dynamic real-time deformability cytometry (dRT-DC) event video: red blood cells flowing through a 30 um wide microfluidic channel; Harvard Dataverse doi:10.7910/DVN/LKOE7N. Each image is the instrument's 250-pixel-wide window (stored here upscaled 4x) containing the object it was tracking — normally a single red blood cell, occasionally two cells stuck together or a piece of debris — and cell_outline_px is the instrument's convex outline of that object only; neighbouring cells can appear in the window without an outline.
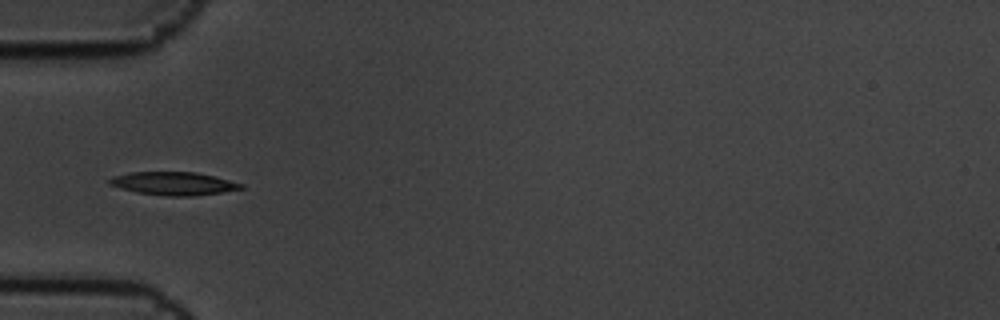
{"species": "common noctule bat (a hibernating species)", "species_latin": "Nyctalus noctula", "temperature_condition": "cold", "stored_images_in_passage": 3, "camera_frame_rate_fps": 3000, "um_per_image_px": 0.085, "animal": {"sex": "male", "body_mass_g": 19.5, "forearm_length_mm": 54.6}, "frame": {"image": 1, "passage_image": 2, "time_ms": 0.333, "image_size_px": [1000, 320], "cell_outline_px": [[244, 188], [220, 192], [192, 196], [168, 196], [136, 192], [120, 188], [108, 184], [108, 180], [112, 176], [128, 172], [196, 172], [244, 184]], "centroid_in_image_um": [14.69, 15.59], "position_along_channel_um": 70.3, "area_um2": 17.63}}
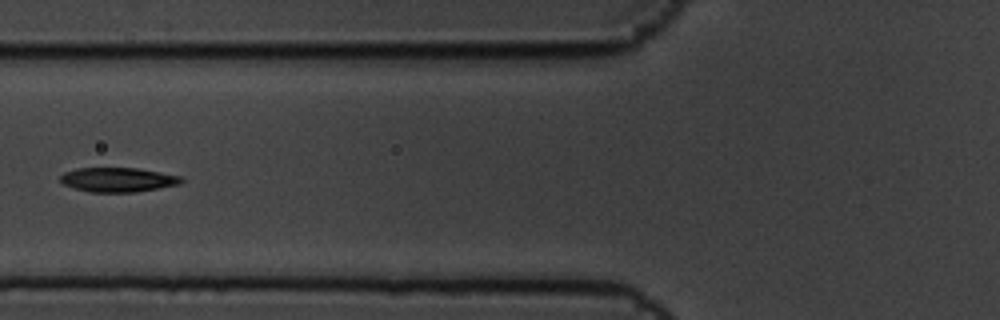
{"frame": {"image": 2, "passage_image": 3, "time_ms": 0.667, "image_size_px": [1000, 320], "cell_outline_px": [[184, 180], [180, 184], [136, 192], [92, 192], [76, 188], [64, 184], [60, 180], [60, 176], [64, 172], [76, 168], [136, 168], [160, 172], [180, 176]], "centroid_in_image_um": [10.03, 15.27], "position_along_channel_um": 115.8, "area_um2": 17.05}}